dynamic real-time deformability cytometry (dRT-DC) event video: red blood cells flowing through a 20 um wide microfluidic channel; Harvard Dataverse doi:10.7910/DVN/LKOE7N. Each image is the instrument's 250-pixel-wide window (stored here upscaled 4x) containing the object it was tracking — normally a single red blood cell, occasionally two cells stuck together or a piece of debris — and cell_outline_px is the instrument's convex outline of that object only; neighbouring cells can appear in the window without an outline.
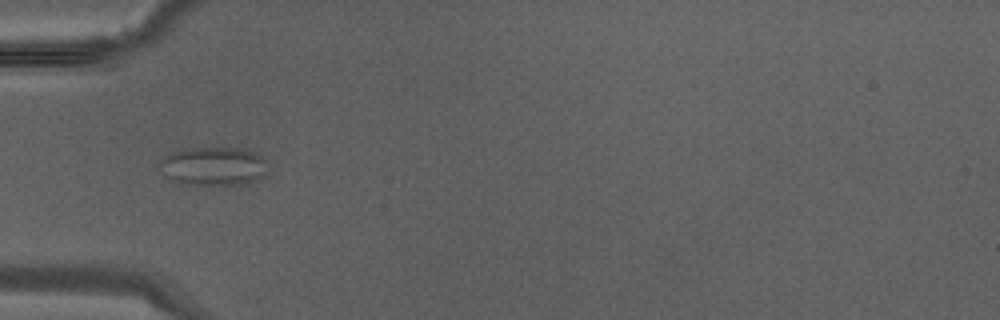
{"species": "Egyptian fruit bat (a non-hibernating species)", "species_latin": "Rousettus aegyptiacus", "temperature_condition": "warm", "stored_images_in_passage": 24, "camera_frame_rate_fps": 3000, "um_per_image_px": 0.085, "animal": {"sex": "male"}, "frame": {"image": 1, "passage_image": 1, "time_ms": 0.0, "image_size_px": [1000, 320], "cell_outline_px": [[264, 176], [256, 180], [244, 184], [180, 184], [172, 180], [168, 176], [160, 164], [164, 156], [172, 152], [188, 148], [244, 148], [260, 156], [264, 160]], "centroid_in_image_um": [18.14, 14.12], "position_along_channel_um": 66.9, "area_um2": 23.76}}